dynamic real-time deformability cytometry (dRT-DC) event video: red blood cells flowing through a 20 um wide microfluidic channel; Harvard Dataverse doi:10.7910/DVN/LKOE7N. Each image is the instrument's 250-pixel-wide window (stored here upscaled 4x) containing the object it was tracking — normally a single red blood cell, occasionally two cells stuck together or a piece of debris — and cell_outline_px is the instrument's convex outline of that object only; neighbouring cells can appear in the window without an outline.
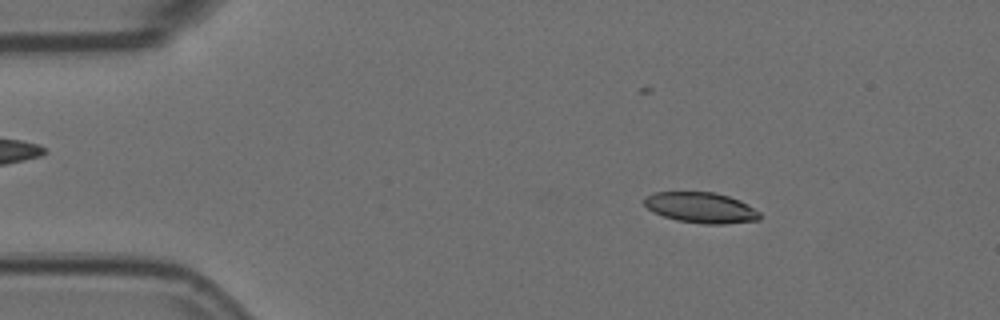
{"species": "Egyptian fruit bat (a non-hibernating species)", "species_latin": "Rousettus aegyptiacus", "temperature_condition": "room temperature", "stored_images_in_passage": 20, "camera_frame_rate_fps": 3000, "um_per_image_px": 0.085, "animal": {"sex": "female"}, "frame": {"image": 1, "passage_image": 9, "time_ms": 2.667, "image_size_px": [1000, 320], "cell_outline_px": [[760, 220], [724, 224], [704, 224], [676, 220], [652, 212], [644, 204], [644, 196], [652, 192], [712, 192], [728, 196], [740, 200], [748, 204], [760, 212]], "centroid_in_image_um": [59.57, 17.65], "position_along_channel_um": 25.4, "area_um2": 20.75}}
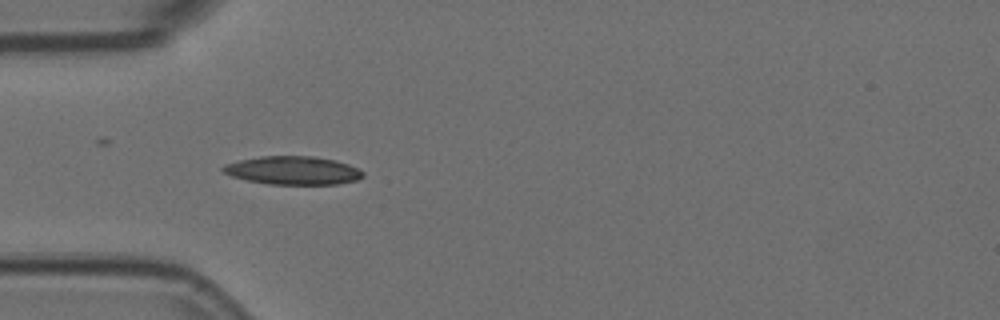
{"frame": {"image": 2, "passage_image": 17, "time_ms": 5.333, "image_size_px": [1000, 320], "cell_outline_px": [[364, 176], [356, 180], [336, 184], [268, 184], [248, 180], [232, 176], [224, 172], [220, 168], [224, 164], [240, 160], [260, 156], [312, 156], [336, 160], [360, 168], [364, 172]], "centroid_in_image_um": [24.92, 14.48], "position_along_channel_um": 60.1, "area_um2": 23.12}}
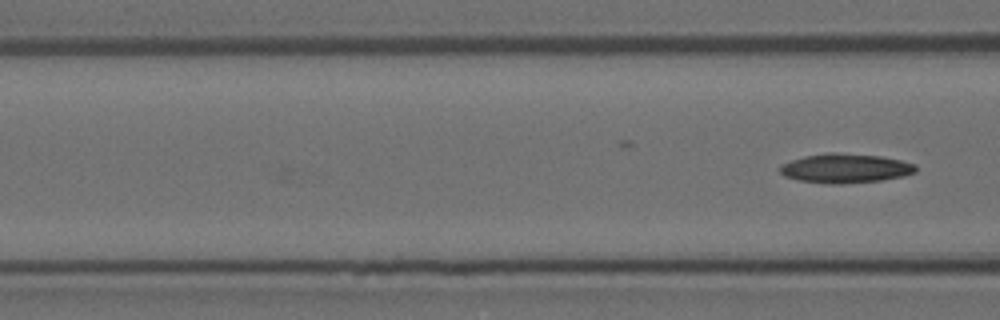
{"frame": {"image": 3, "passage_image": 20, "time_ms": 6.333, "image_size_px": [1000, 320], "cell_outline_px": [[916, 172], [904, 176], [880, 180], [840, 184], [828, 184], [800, 180], [784, 176], [776, 168], [780, 164], [804, 156], [828, 152], [836, 152], [880, 156], [900, 160], [916, 164]], "centroid_in_image_um": [71.82, 14.3], "position_along_channel_um": 94.8, "area_um2": 23.29}}